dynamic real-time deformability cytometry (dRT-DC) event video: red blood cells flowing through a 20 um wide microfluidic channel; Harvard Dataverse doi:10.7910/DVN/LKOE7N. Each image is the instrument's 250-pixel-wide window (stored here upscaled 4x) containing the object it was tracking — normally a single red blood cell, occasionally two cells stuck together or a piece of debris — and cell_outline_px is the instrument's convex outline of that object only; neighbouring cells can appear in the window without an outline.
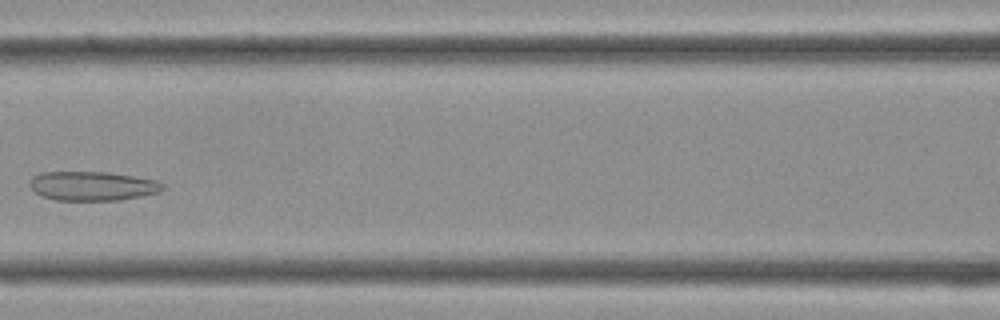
{"species": "Egyptian fruit bat (a non-hibernating species)", "species_latin": "Rousettus aegyptiacus", "temperature_condition": "cold", "stored_images_in_passage": 32, "camera_frame_rate_fps": 3000, "um_per_image_px": 0.085, "frame": {"image": 1, "passage_image": 12, "time_ms": 3.667, "image_size_px": [1000, 320], "cell_outline_px": [[164, 188], [160, 192], [140, 196], [116, 200], [56, 200], [44, 196], [36, 192], [28, 184], [32, 176], [40, 172], [104, 172], [132, 176], [156, 180], [164, 184]], "centroid_in_image_um": [7.84, 15.8], "position_along_channel_um": 158.8, "area_um2": 22.43}}
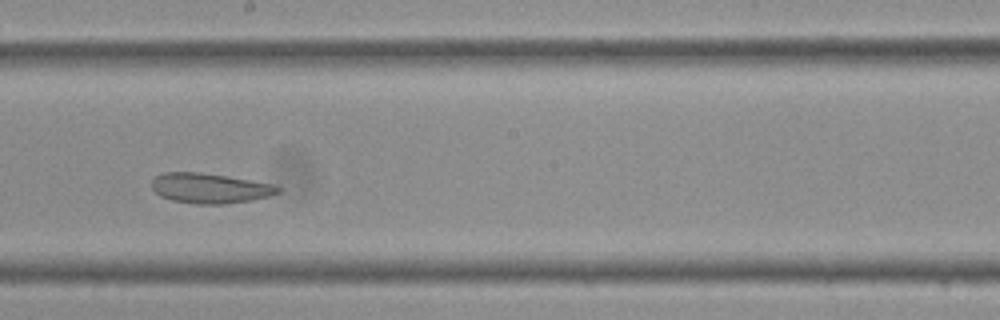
{"frame": {"image": 2, "passage_image": 16, "time_ms": 5.0, "image_size_px": [1000, 320], "cell_outline_px": [[280, 192], [268, 196], [252, 200], [224, 204], [196, 204], [172, 200], [160, 196], [152, 188], [152, 180], [156, 176], [164, 172], [200, 172], [228, 176], [276, 184], [280, 188]], "centroid_in_image_um": [17.86, 15.99], "position_along_channel_um": 230.3, "area_um2": 22.2}}
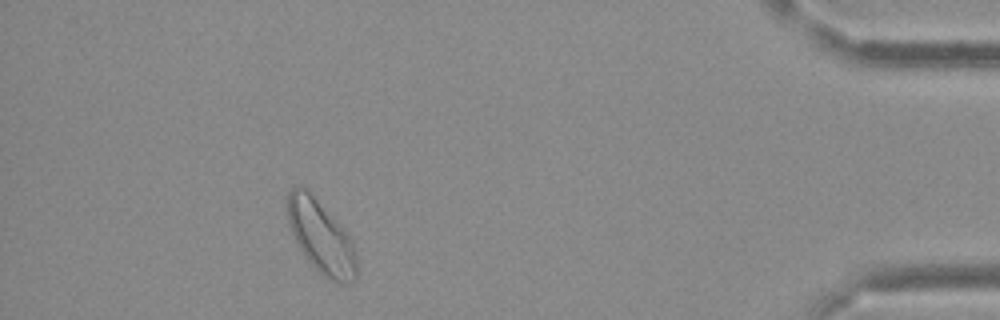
{"frame": {"image": 3, "passage_image": 29, "time_ms": 9.333, "image_size_px": [1000, 320], "cell_outline_px": [[356, 280], [352, 284], [336, 284], [324, 276], [308, 260], [300, 248], [292, 232], [288, 220], [284, 200], [288, 192], [296, 184], [300, 184], [308, 188], [344, 228], [352, 240], [356, 252]], "centroid_in_image_um": [27.28, 20.08], "position_along_channel_um": 407.9, "area_um2": 30.06}}